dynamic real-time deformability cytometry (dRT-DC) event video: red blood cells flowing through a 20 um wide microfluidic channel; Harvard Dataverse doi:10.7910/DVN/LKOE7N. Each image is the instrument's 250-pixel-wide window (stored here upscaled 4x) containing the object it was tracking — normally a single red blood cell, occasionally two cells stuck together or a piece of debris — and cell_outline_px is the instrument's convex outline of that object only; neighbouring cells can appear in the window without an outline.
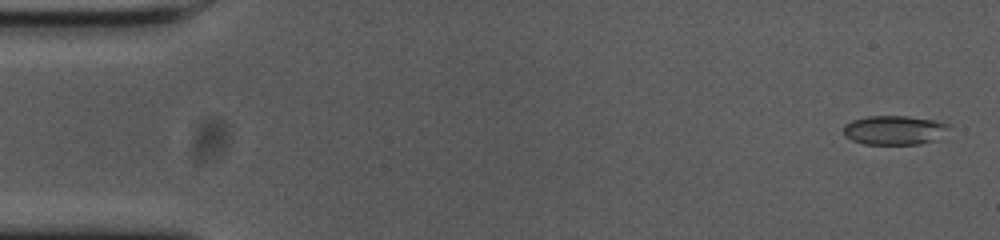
{"species": "common noctule bat (a hibernating species)", "species_latin": "Nyctalus noctula", "temperature_condition": "cold", "stored_images_in_passage": 55, "camera_frame_rate_fps": 3000, "um_per_image_px": 0.085, "animal": {"sex": "female", "body_mass_g": 23.0, "forearm_length_mm": 53.4}, "frame": {"image": 1, "passage_image": 2, "time_ms": 0.333, "image_size_px": [1000, 240], "cell_outline_px": [[952, 124], [940, 140], [920, 144], [864, 144], [852, 140], [844, 136], [844, 124], [852, 120], [868, 116], [908, 116], [936, 120]], "centroid_in_image_um": [76.08, 11.06], "position_along_channel_um": 8.9, "area_um2": 18.32}}
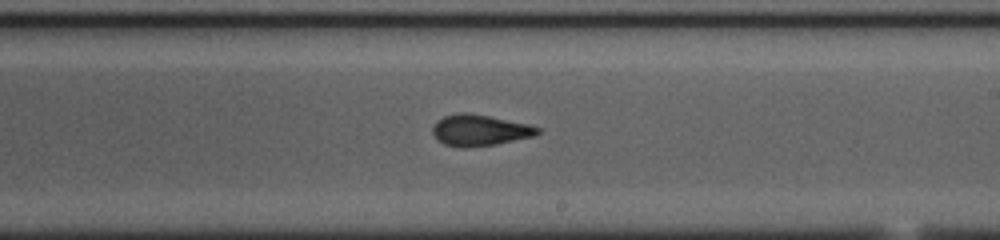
{"frame": {"image": 2, "passage_image": 32, "time_ms": 10.333, "image_size_px": [1000, 240], "cell_outline_px": [[540, 132], [532, 136], [496, 144], [444, 144], [432, 132], [432, 128], [436, 120], [444, 116], [460, 112], [468, 112], [528, 124], [540, 128]], "centroid_in_image_um": [40.79, 11.01], "position_along_channel_um": 248.2, "area_um2": 18.09}}
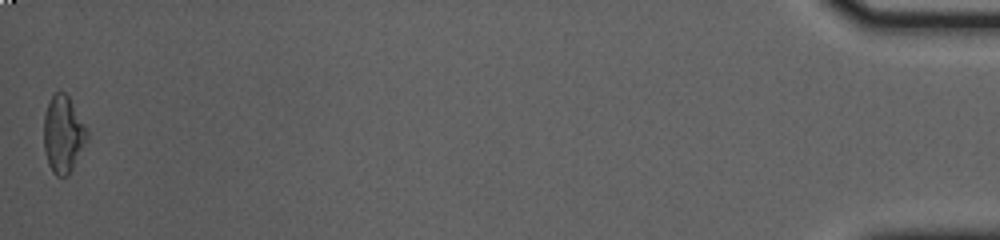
{"frame": {"image": 3, "passage_image": 55, "time_ms": 18.0, "image_size_px": [1000, 240], "cell_outline_px": [[88, 140], [68, 176], [56, 176], [52, 172], [48, 164], [44, 152], [44, 112], [52, 96], [56, 92], [64, 92], [68, 96], [88, 132]], "centroid_in_image_um": [5.36, 11.45], "position_along_channel_um": 429.8, "area_um2": 19.31}, "authors_computed_cell_mechanics": {"area_um2": 18.5538, "velocity_mm_per_s": 3.6794, "shape_relaxation_time_tau1_ms": null, "shape_relaxation_time_tau2_ms": 2.0199, "deformation_change_tau1": null, "deformation_change_tau2": 0.0705}}